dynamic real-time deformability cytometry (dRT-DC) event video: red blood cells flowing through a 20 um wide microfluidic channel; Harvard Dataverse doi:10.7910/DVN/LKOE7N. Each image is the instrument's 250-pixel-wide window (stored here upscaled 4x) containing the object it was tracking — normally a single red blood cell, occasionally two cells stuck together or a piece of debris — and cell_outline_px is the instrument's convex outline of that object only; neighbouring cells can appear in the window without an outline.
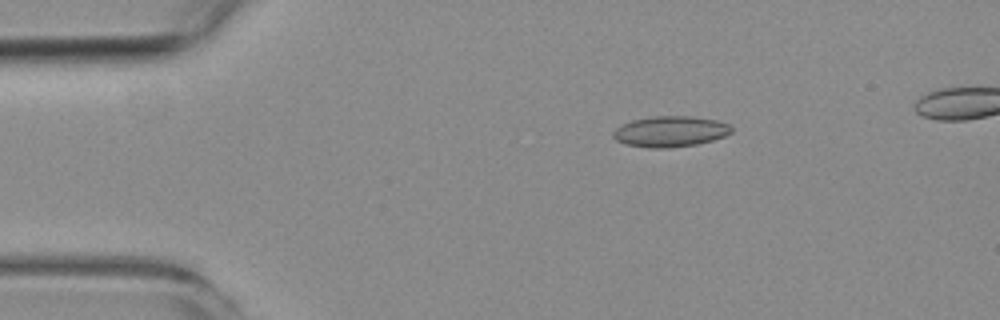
{"species": "common noctule bat (a hibernating species)", "species_latin": "Nyctalus noctula", "temperature_condition": "room temperature", "stored_images_in_passage": 6, "camera_frame_rate_fps": 3000, "um_per_image_px": 0.085, "animal": {"sex": "female", "body_mass_g": 19.3, "forearm_length_mm": 54.1}, "frame": {"image": 1, "passage_image": 1, "time_ms": 0.0, "image_size_px": [1000, 320], "cell_outline_px": [[732, 132], [724, 136], [712, 140], [696, 144], [668, 148], [648, 148], [624, 144], [616, 140], [612, 136], [612, 132], [616, 128], [632, 120], [652, 116], [692, 116], [716, 120], [732, 124]], "centroid_in_image_um": [56.98, 11.17], "position_along_channel_um": 28.0, "area_um2": 21.33}}
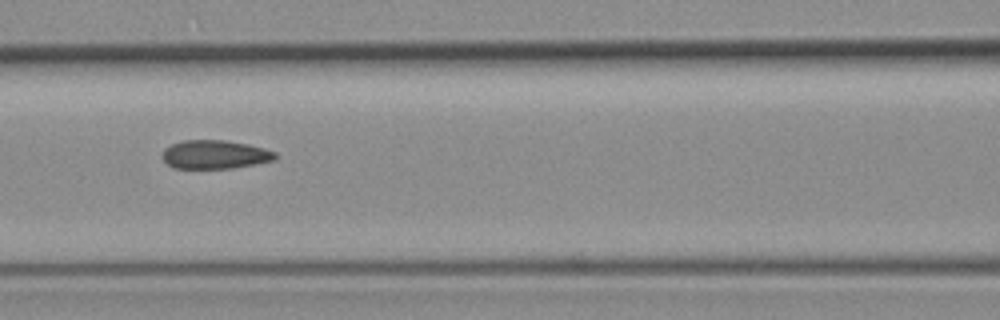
{"frame": {"image": 2, "passage_image": 5, "time_ms": 4.667, "image_size_px": [1000, 320], "cell_outline_px": [[276, 160], [256, 164], [232, 168], [172, 168], [160, 156], [164, 148], [172, 144], [184, 140], [224, 140], [248, 144], [264, 148], [276, 152]], "centroid_in_image_um": [18.26, 13.13], "position_along_channel_um": 148.3, "area_um2": 18.96}}
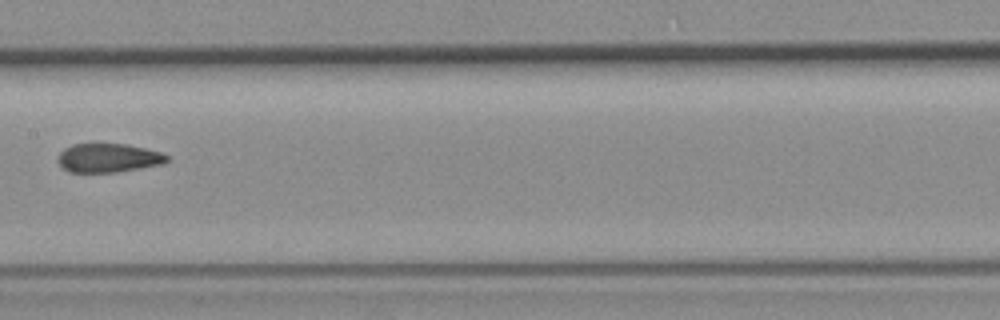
{"frame": {"image": 3, "passage_image": 6, "time_ms": 6.0, "image_size_px": [1000, 320], "cell_outline_px": [[168, 160], [164, 164], [116, 172], [68, 172], [60, 164], [60, 152], [64, 148], [72, 144], [124, 144], [144, 148], [160, 152], [168, 156]], "centroid_in_image_um": [9.23, 13.42], "position_along_channel_um": 198.2, "area_um2": 18.09}}